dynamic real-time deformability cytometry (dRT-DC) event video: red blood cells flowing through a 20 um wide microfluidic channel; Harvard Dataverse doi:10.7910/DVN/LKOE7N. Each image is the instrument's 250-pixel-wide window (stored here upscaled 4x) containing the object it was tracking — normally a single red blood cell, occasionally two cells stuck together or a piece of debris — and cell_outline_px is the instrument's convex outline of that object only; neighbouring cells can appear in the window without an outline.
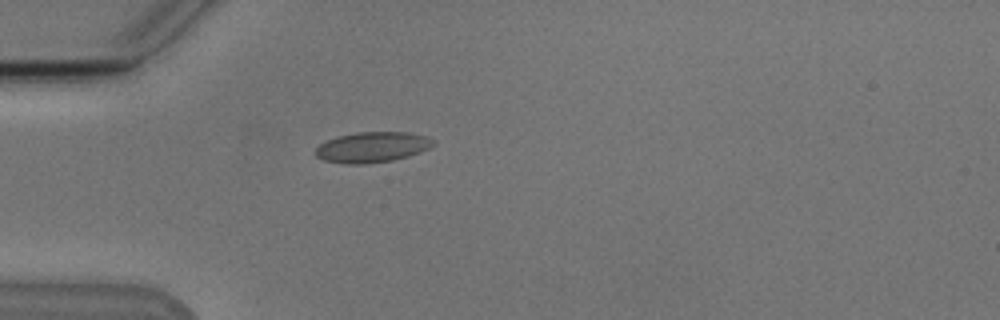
{"species": "Egyptian fruit bat (a non-hibernating species)", "species_latin": "Rousettus aegyptiacus", "temperature_condition": "cold", "stored_images_in_passage": 39, "camera_frame_rate_fps": 3000, "um_per_image_px": 0.085, "animal": {"sex": "male"}, "frame": {"image": 1, "passage_image": 1, "time_ms": 0.0, "image_size_px": [1000, 320], "cell_outline_px": [[436, 144], [420, 152], [408, 156], [392, 160], [364, 164], [344, 164], [324, 160], [316, 156], [316, 148], [320, 144], [328, 140], [340, 136], [356, 132], [408, 132], [428, 136]], "centroid_in_image_um": [31.66, 12.51], "position_along_channel_um": 53.3, "area_um2": 20.81}}
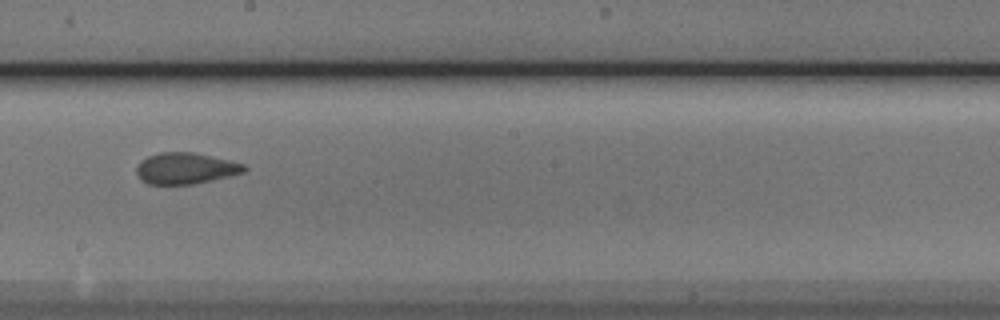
{"frame": {"image": 2, "passage_image": 16, "time_ms": 5.0, "image_size_px": [1000, 320], "cell_outline_px": [[248, 168], [244, 172], [212, 180], [192, 184], [148, 184], [140, 180], [136, 172], [136, 168], [140, 160], [148, 156], [160, 152], [192, 152], [232, 160], [244, 164]], "centroid_in_image_um": [15.76, 14.3], "position_along_channel_um": 232.4, "area_um2": 19.71}}
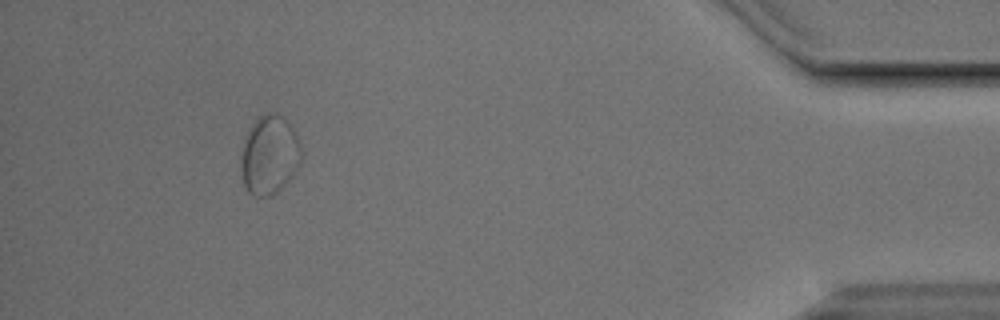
{"frame": {"image": 3, "passage_image": 35, "time_ms": 11.333, "image_size_px": [1000, 320], "cell_outline_px": [[300, 164], [288, 180], [276, 192], [268, 196], [256, 196], [248, 192], [244, 184], [240, 168], [240, 160], [244, 136], [252, 124], [260, 116], [268, 112], [276, 112], [284, 116], [296, 132], [300, 144]], "centroid_in_image_um": [22.88, 13.13], "position_along_channel_um": 412.3, "area_um2": 27.86}, "authors_computed_cell_mechanics": {"area_um2": 20.0566, "velocity_mm_per_s": 3.7866, "shape_relaxation_time_tau1_ms": 8.9346, "shape_relaxation_time_tau2_ms": 0.9935, "deformation_change_tau1": 0.1297, "deformation_change_tau2": 0.0461}}